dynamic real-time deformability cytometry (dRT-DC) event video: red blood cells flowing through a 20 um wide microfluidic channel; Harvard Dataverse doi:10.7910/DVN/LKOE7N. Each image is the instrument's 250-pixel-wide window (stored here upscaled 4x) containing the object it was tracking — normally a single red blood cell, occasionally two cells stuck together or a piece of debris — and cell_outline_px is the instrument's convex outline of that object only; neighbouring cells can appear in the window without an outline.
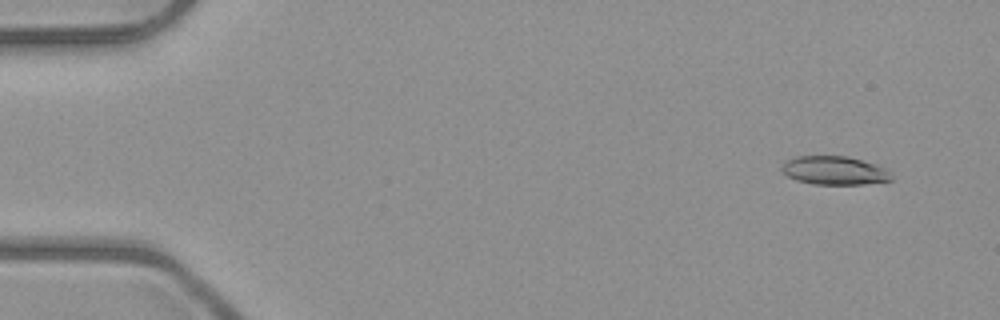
{"species": "common noctule bat (a hibernating species)", "species_latin": "Nyctalus noctula", "temperature_condition": "room temperature", "stored_images_in_passage": 4, "camera_frame_rate_fps": 3000, "um_per_image_px": 0.085, "animal": {"sex": "male", "body_mass_g": 23.1, "forearm_length_mm": 52.7}, "frame": {"image": 1, "passage_image": 2, "time_ms": 1.0, "image_size_px": [1000, 320], "cell_outline_px": [[892, 180], [864, 184], [812, 184], [796, 180], [788, 176], [780, 168], [788, 160], [796, 156], [844, 156], [876, 164], [888, 168], [892, 176]], "centroid_in_image_um": [70.96, 14.5], "position_along_channel_um": 14.0, "area_um2": 18.15}}